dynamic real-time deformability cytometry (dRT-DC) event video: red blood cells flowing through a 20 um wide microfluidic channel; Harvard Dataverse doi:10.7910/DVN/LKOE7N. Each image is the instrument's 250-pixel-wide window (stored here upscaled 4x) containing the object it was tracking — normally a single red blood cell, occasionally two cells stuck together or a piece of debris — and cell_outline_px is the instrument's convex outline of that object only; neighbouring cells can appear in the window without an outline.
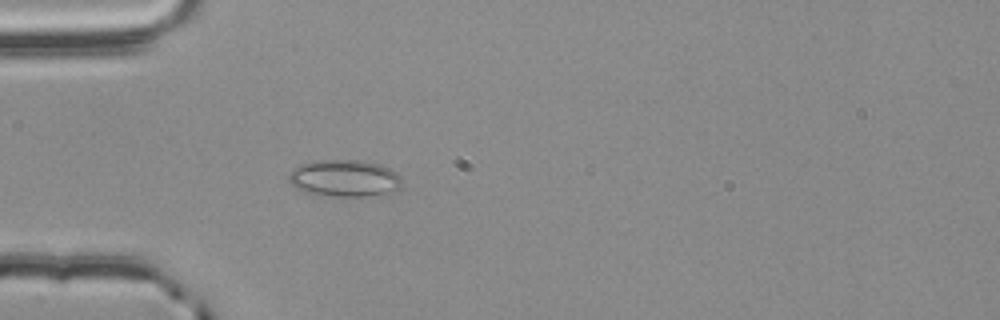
{"species": "common noctule bat (a hibernating species)", "species_latin": "Nyctalus noctula", "temperature_condition": "room temperature", "stored_images_in_passage": 57, "camera_frame_rate_fps": 3000, "um_per_image_px": 0.085, "animal": {"sex": "male", "body_mass_g": 20.4}, "frame": {"image": 1, "passage_image": 18, "time_ms": 5.667, "image_size_px": [1000, 320], "cell_outline_px": [[400, 188], [384, 192], [364, 196], [336, 196], [308, 192], [296, 188], [292, 184], [288, 176], [292, 168], [300, 164], [320, 160], [364, 160], [380, 164], [396, 172], [400, 176]], "centroid_in_image_um": [29.26, 15.12], "position_along_channel_um": 55.7, "area_um2": 23.93}}
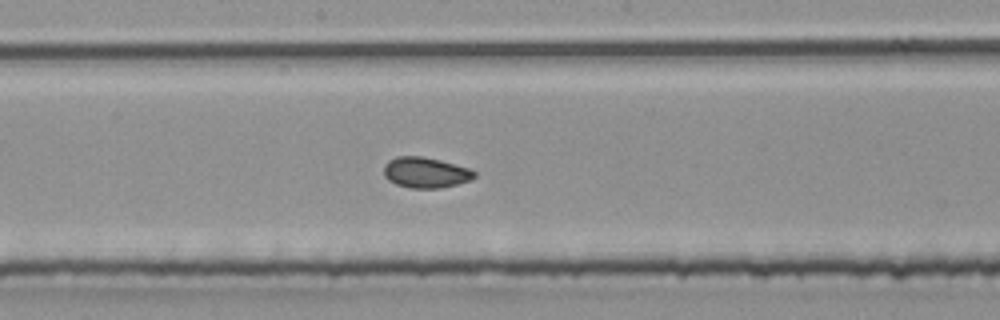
{"frame": {"image": 2, "passage_image": 31, "time_ms": 10.0, "image_size_px": [1000, 320], "cell_outline_px": [[476, 176], [468, 180], [456, 184], [440, 188], [408, 188], [396, 184], [388, 180], [384, 176], [384, 164], [388, 160], [396, 156], [424, 156], [440, 160], [468, 168], [476, 172]], "centroid_in_image_um": [36.13, 14.66], "position_along_channel_um": 212.1, "area_um2": 16.18}}
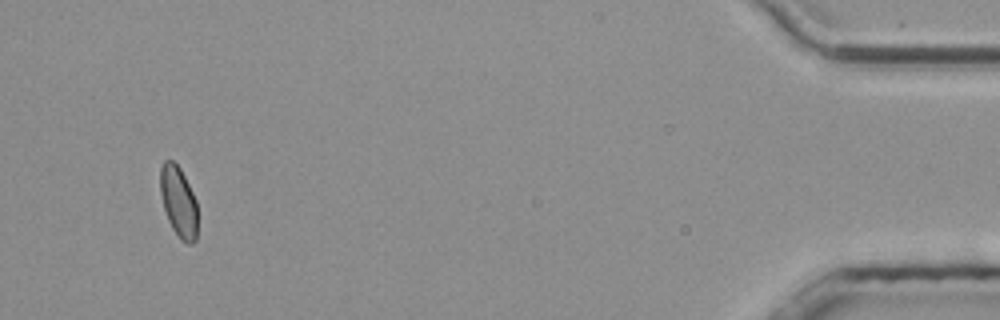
{"frame": {"image": 3, "passage_image": 54, "time_ms": 17.667, "image_size_px": [1000, 320], "cell_outline_px": [[196, 240], [192, 244], [188, 244], [180, 240], [172, 228], [168, 220], [164, 208], [160, 192], [160, 168], [164, 160], [172, 160], [180, 168], [196, 200]], "centroid_in_image_um": [15.16, 17.15], "position_along_channel_um": 420.0, "area_um2": 15.26}, "authors_computed_cell_mechanics": {"area_um2": 16.1262, "velocity_mm_per_s": 3.7648, "shape_relaxation_time_tau1_ms": null, "shape_relaxation_time_tau2_ms": 1.2739, "deformation_change_tau1": null, "deformation_change_tau2": 0.0535}}